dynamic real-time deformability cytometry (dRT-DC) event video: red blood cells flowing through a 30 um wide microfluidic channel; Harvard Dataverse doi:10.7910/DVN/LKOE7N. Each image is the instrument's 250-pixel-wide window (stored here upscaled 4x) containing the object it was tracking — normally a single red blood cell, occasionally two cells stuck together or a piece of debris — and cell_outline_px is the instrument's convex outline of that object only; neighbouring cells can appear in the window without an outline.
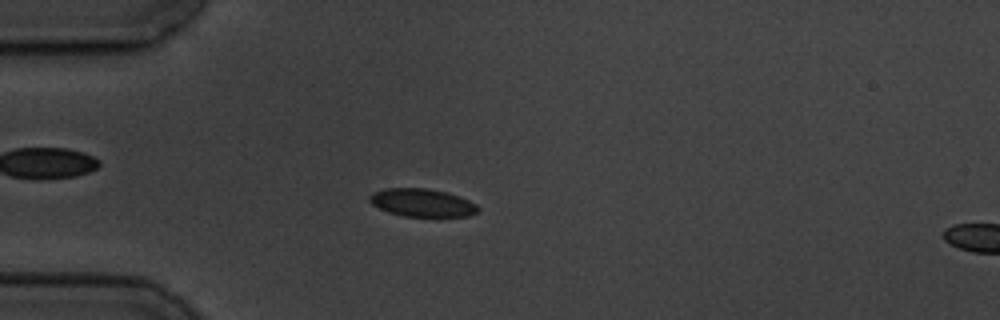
{"species": "common noctule bat (a hibernating species)", "species_latin": "Nyctalus noctula", "temperature_condition": "cold", "stored_images_in_passage": 10, "camera_frame_rate_fps": 3000, "um_per_image_px": 0.085, "animal": {"sex": "male", "body_mass_g": 19.5, "forearm_length_mm": 54.6}, "frame": {"image": 1, "passage_image": 6, "time_ms": 6.0, "image_size_px": [1000, 320], "cell_outline_px": [[480, 208], [476, 212], [468, 216], [404, 216], [388, 212], [372, 204], [368, 200], [368, 196], [372, 192], [388, 188], [424, 188], [444, 192], [460, 196], [476, 204]], "centroid_in_image_um": [35.85, 17.23], "position_along_channel_um": 49.1, "area_um2": 17.51}}
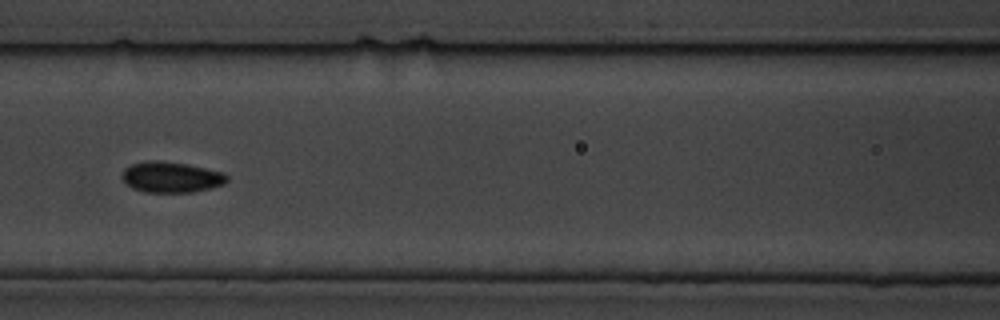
{"frame": {"image": 2, "passage_image": 9, "time_ms": 9.333, "image_size_px": [1000, 320], "cell_outline_px": [[228, 180], [224, 184], [212, 188], [192, 192], [144, 192], [132, 188], [120, 176], [124, 168], [132, 164], [148, 160], [156, 160], [188, 164], [224, 172], [228, 176]], "centroid_in_image_um": [14.56, 15.05], "position_along_channel_um": 152.0, "area_um2": 18.96}}
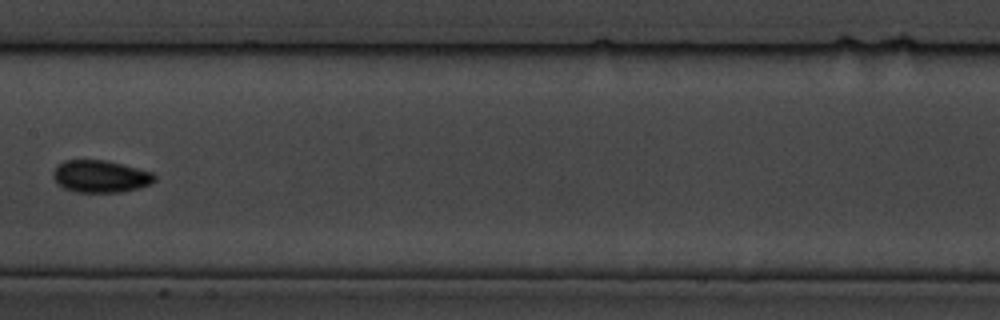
{"frame": {"image": 3, "passage_image": 10, "time_ms": 10.667, "image_size_px": [1000, 320], "cell_outline_px": [[156, 180], [152, 184], [120, 192], [76, 192], [64, 188], [56, 184], [52, 176], [52, 172], [56, 164], [64, 160], [104, 160], [152, 172], [156, 176]], "centroid_in_image_um": [8.48, 14.99], "position_along_channel_um": 198.9, "area_um2": 19.13}}